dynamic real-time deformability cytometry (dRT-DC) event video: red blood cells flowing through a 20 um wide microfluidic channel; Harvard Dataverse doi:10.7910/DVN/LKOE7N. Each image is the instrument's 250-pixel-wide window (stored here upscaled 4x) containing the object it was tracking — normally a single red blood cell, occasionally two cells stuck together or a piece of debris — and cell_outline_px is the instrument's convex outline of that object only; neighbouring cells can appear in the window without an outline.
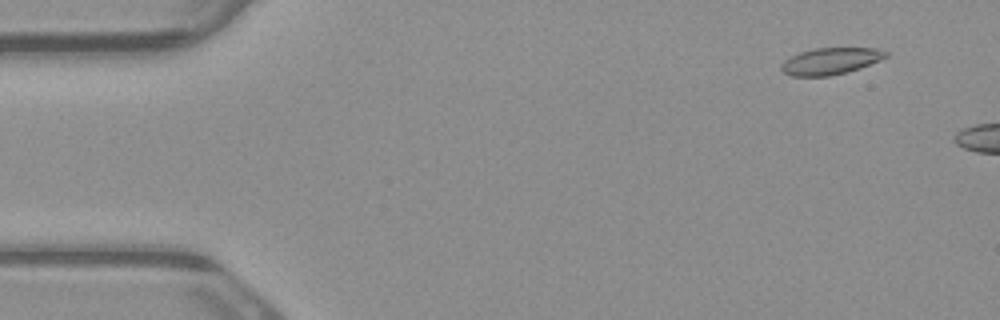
{"species": "common noctule bat (a hibernating species)", "species_latin": "Nyctalus noctula", "temperature_condition": "warm", "stored_images_in_passage": 4, "camera_frame_rate_fps": 3000, "um_per_image_px": 0.085, "animal": {"sex": "male", "body_mass_g": 23.1, "forearm_length_mm": 52.7}, "frame": {"image": 1, "passage_image": 1, "time_ms": 0.0, "image_size_px": [1000, 320], "cell_outline_px": [[888, 56], [880, 60], [860, 68], [828, 76], [792, 76], [784, 72], [780, 68], [780, 64], [784, 60], [800, 52], [816, 48], [876, 48], [888, 52]], "centroid_in_image_um": [70.59, 5.19], "position_along_channel_um": 14.4, "area_um2": 16.13}}